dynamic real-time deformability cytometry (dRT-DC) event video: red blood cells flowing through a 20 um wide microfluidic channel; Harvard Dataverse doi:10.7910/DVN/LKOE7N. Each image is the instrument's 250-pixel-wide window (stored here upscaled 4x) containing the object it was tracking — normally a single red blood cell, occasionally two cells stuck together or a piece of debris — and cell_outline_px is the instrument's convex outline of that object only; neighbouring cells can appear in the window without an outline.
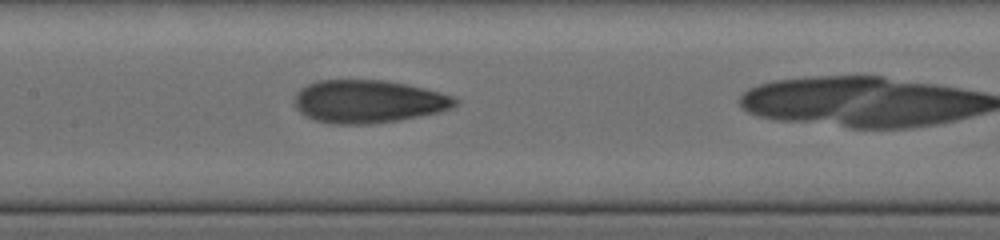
{"species": "human", "species_latin": "Homo sapiens", "temperature_condition": "cold", "stored_images_in_passage": 27, "camera_frame_rate_fps": 3000, "um_per_image_px": 0.085, "donor": {"sex": "female"}, "frame": {"image": 1, "passage_image": 23, "time_ms": 7.0, "image_size_px": [1000, 240], "cell_outline_px": [[460, 100], [452, 108], [440, 112], [400, 120], [372, 124], [336, 124], [316, 120], [300, 112], [296, 108], [292, 100], [296, 92], [300, 88], [316, 80], [384, 80], [408, 84], [440, 92], [452, 96]], "centroid_in_image_um": [31.3, 8.62], "position_along_channel_um": 176.1, "area_um2": 40.46}}
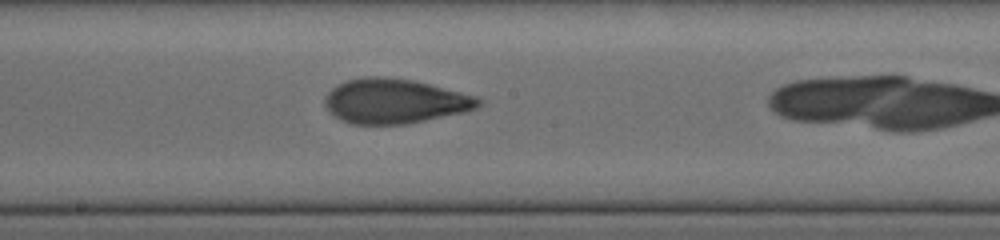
{"frame": {"image": 2, "passage_image": 26, "time_ms": 8.0, "image_size_px": [1000, 240], "cell_outline_px": [[484, 100], [476, 108], [464, 112], [404, 124], [352, 124], [340, 120], [324, 104], [324, 100], [328, 92], [332, 88], [348, 80], [364, 76], [380, 76], [412, 80], [476, 96]], "centroid_in_image_um": [33.55, 8.59], "position_along_channel_um": 214.7, "area_um2": 39.54}}